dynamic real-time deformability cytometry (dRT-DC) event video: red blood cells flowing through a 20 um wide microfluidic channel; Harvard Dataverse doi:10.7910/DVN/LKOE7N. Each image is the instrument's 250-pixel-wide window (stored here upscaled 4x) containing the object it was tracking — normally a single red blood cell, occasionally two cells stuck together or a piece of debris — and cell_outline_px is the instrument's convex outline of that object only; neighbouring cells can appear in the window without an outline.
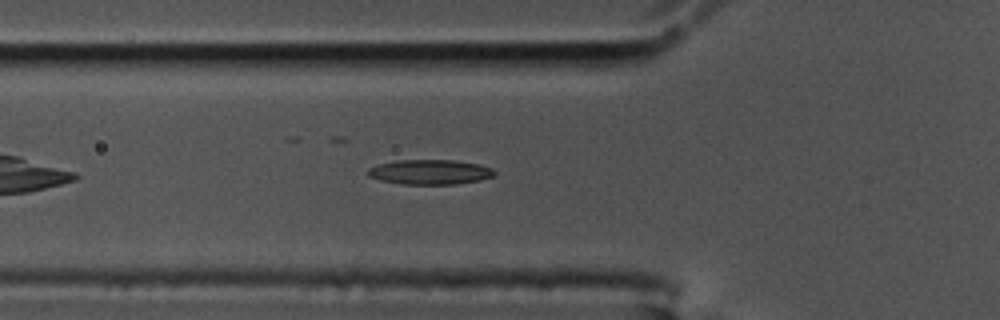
{"species": "common noctule bat (a hibernating species)", "species_latin": "Nyctalus noctula", "temperature_condition": "cold", "stored_images_in_passage": 47, "camera_frame_rate_fps": 3000, "um_per_image_px": 0.085, "animal": {"sex": "male", "body_mass_g": 17.5, "forearm_length_mm": 52.3}, "frame": {"image": 1, "passage_image": 8, "time_ms": 2.333, "image_size_px": [1000, 320], "cell_outline_px": [[496, 172], [492, 176], [480, 180], [456, 184], [404, 184], [380, 180], [368, 176], [364, 172], [368, 168], [380, 164], [400, 160], [452, 160], [480, 164], [492, 168]], "centroid_in_image_um": [36.53, 14.62], "position_along_channel_um": 89.3, "area_um2": 18.26}}
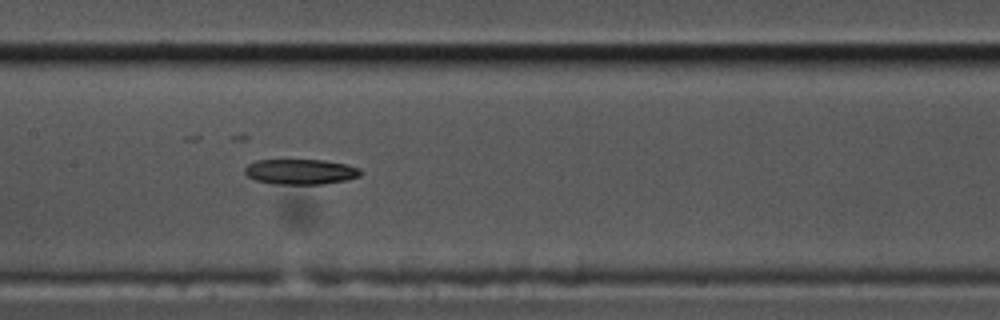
{"frame": {"image": 2, "passage_image": 16, "time_ms": 5.0, "image_size_px": [1000, 320], "cell_outline_px": [[360, 176], [348, 180], [320, 184], [272, 184], [256, 180], [248, 176], [244, 172], [244, 168], [248, 164], [256, 160], [324, 160], [344, 164], [360, 168]], "centroid_in_image_um": [25.53, 14.6], "position_along_channel_um": 181.9, "area_um2": 17.05}}
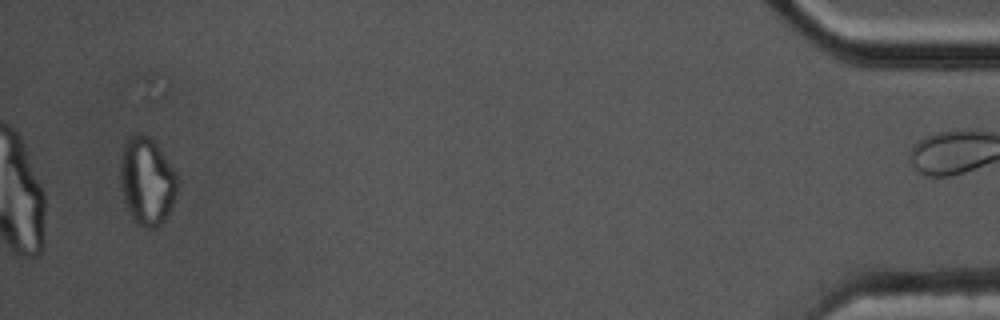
{"frame": {"image": 3, "passage_image": 44, "time_ms": 14.333, "image_size_px": [1000, 320], "cell_outline_px": [[180, 184], [168, 216], [156, 228], [144, 228], [136, 224], [124, 200], [120, 184], [120, 160], [124, 144], [128, 136], [136, 132], [148, 136], [156, 144], [176, 172], [180, 180]], "centroid_in_image_um": [12.5, 15.4], "position_along_channel_um": 422.7, "area_um2": 29.54}}